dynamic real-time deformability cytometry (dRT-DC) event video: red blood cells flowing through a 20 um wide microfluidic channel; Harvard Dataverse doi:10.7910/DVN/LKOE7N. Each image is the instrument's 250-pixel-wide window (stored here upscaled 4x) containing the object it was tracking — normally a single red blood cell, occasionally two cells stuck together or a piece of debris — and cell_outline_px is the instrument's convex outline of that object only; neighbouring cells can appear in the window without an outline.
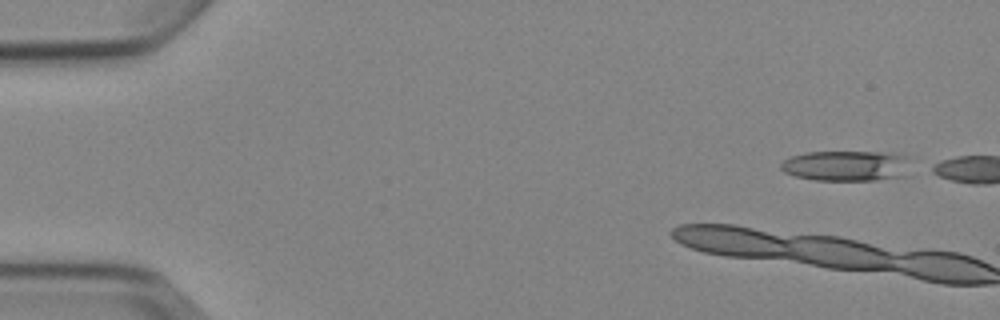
{"species": "Egyptian fruit bat (a non-hibernating species)", "species_latin": "Rousettus aegyptiacus", "temperature_condition": "cold", "stored_images_in_passage": 3, "camera_frame_rate_fps": 3000, "um_per_image_px": 0.085, "animal": {"sex": "female"}, "frame": {"image": 1, "passage_image": 1, "time_ms": 0.0, "image_size_px": [1000, 320], "cell_outline_px": [[908, 176], [876, 180], [816, 180], [796, 176], [784, 172], [780, 168], [780, 164], [784, 160], [792, 156], [804, 152], [900, 152], [904, 156]], "centroid_in_image_um": [71.93, 14.09], "position_along_channel_um": 13.1, "area_um2": 23.06}}